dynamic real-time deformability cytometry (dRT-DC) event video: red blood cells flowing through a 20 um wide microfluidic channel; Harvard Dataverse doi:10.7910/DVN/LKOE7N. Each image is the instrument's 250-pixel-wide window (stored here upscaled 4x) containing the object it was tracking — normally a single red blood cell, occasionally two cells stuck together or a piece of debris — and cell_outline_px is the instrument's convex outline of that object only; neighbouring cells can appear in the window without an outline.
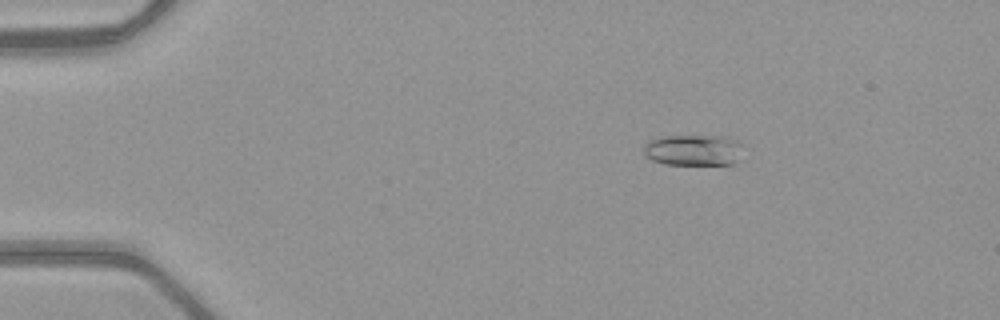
{"species": "common noctule bat (a hibernating species)", "species_latin": "Nyctalus noctula", "temperature_condition": "warm", "stored_images_in_passage": 51, "camera_frame_rate_fps": 3000, "um_per_image_px": 0.085, "animal": {"sex": "female", "body_mass_g": 21.9}, "frame": {"image": 1, "passage_image": 8, "time_ms": 2.333, "image_size_px": [1000, 320], "cell_outline_px": [[740, 144], [736, 160], [732, 164], [664, 164], [652, 160], [644, 156], [644, 148], [648, 140], [664, 136], [720, 136], [736, 140]], "centroid_in_image_um": [58.85, 12.75], "position_along_channel_um": 26.2, "area_um2": 17.63}}
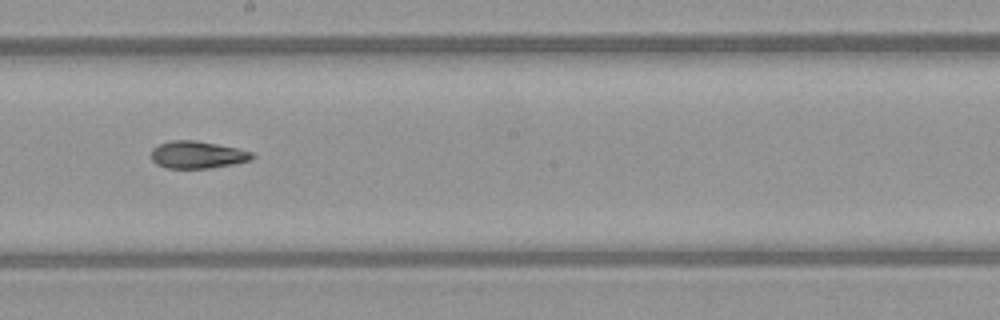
{"frame": {"image": 2, "passage_image": 29, "time_ms": 9.333, "image_size_px": [1000, 320], "cell_outline_px": [[256, 156], [252, 160], [232, 164], [208, 168], [168, 168], [156, 164], [152, 160], [152, 148], [156, 144], [172, 140], [196, 140], [236, 148], [252, 152]], "centroid_in_image_um": [16.76, 13.15], "position_along_channel_um": 231.4, "area_um2": 16.07}}
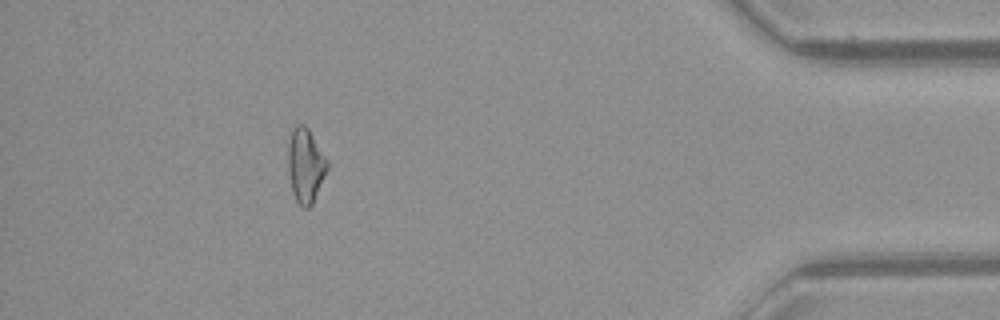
{"frame": {"image": 3, "passage_image": 46, "time_ms": 15.0, "image_size_px": [1000, 320], "cell_outline_px": [[328, 168], [312, 204], [308, 208], [304, 208], [296, 200], [292, 192], [288, 172], [288, 144], [292, 128], [296, 124], [304, 124], [308, 128], [328, 160]], "centroid_in_image_um": [25.96, 14.04], "position_along_channel_um": 409.2, "area_um2": 16.99}, "authors_computed_cell_mechanics": {"area_um2": 16.6464, "velocity_mm_per_s": 4.0607, "shape_relaxation_time_tau1_ms": null, "shape_relaxation_time_tau2_ms": 10.8308, "deformation_change_tau1": null, "deformation_change_tau2": 0.1819}}